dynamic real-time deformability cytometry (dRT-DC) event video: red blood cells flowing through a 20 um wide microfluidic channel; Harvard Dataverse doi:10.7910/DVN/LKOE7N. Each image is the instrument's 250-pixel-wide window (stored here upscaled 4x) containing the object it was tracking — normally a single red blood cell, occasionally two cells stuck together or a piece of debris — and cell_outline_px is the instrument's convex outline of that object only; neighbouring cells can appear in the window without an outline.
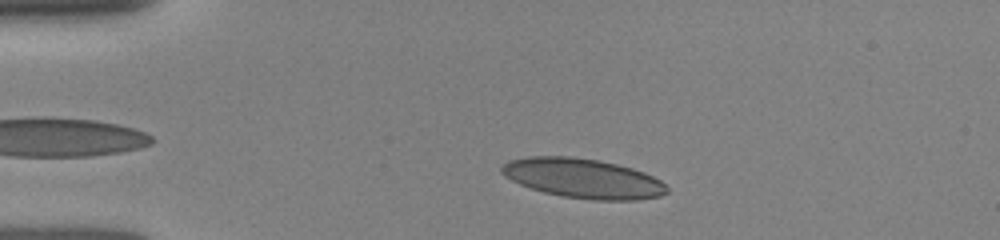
{"species": "human", "species_latin": "Homo sapiens", "temperature_condition": "room temperature", "stored_images_in_passage": 28, "camera_frame_rate_fps": 3000, "um_per_image_px": 0.085, "donor": {"sex": "female"}, "frame": {"image": 1, "passage_image": 4, "time_ms": 1.333, "image_size_px": [1000, 240], "cell_outline_px": [[668, 192], [660, 196], [636, 200], [592, 200], [564, 196], [544, 192], [520, 184], [504, 176], [500, 172], [500, 168], [508, 160], [528, 156], [568, 156], [600, 160], [632, 168], [644, 172], [660, 180], [668, 188]], "centroid_in_image_um": [49.54, 15.15], "position_along_channel_um": 35.5, "area_um2": 38.09}}
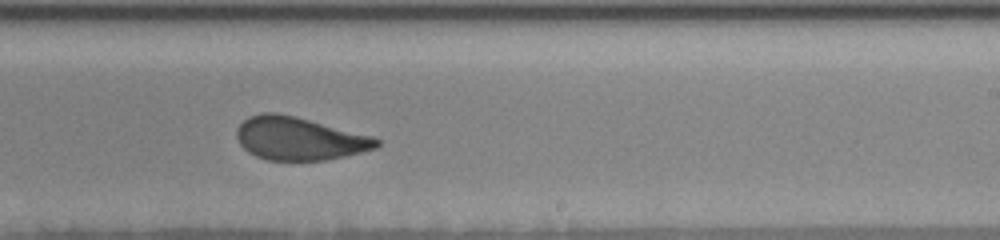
{"frame": {"image": 2, "passage_image": 17, "time_ms": 8.0, "image_size_px": [1000, 240], "cell_outline_px": [[380, 144], [376, 148], [344, 156], [324, 160], [268, 160], [256, 156], [248, 152], [240, 144], [236, 136], [236, 128], [248, 116], [260, 112], [276, 112], [372, 136], [380, 140]], "centroid_in_image_um": [25.38, 11.78], "position_along_channel_um": 263.6, "area_um2": 34.74}}
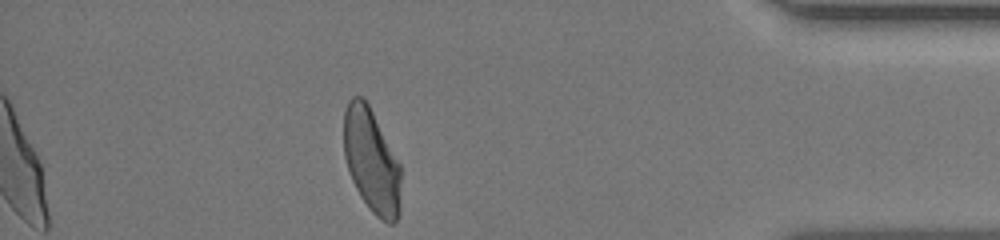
{"frame": {"image": 3, "passage_image": 28, "time_ms": 12.333, "image_size_px": [1000, 240], "cell_outline_px": [[400, 212], [396, 220], [392, 224], [388, 224], [380, 220], [372, 212], [360, 196], [352, 180], [344, 156], [344, 112], [348, 100], [352, 96], [360, 96], [368, 104], [400, 164]], "centroid_in_image_um": [31.58, 13.7], "position_along_channel_um": 403.6, "area_um2": 34.51}}